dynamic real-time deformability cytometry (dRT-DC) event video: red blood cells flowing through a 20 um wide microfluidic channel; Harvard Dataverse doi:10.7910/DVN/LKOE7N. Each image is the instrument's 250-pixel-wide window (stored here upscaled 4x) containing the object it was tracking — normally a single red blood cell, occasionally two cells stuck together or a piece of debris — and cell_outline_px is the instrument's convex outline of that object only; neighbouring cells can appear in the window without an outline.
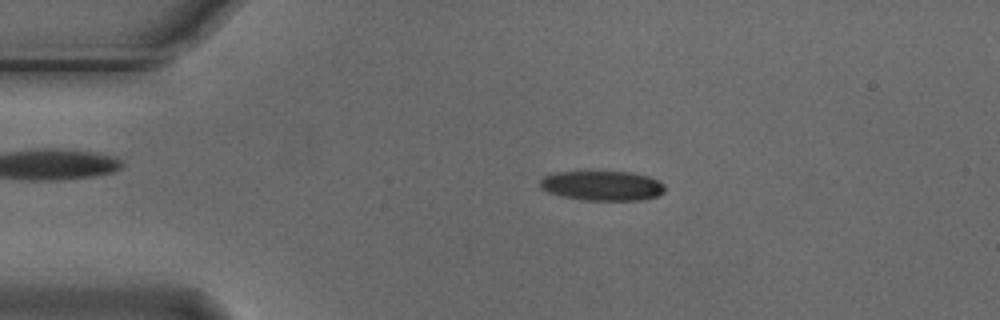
{"species": "Egyptian fruit bat (a non-hibernating species)", "species_latin": "Rousettus aegyptiacus", "temperature_condition": "cold", "stored_images_in_passage": 48, "camera_frame_rate_fps": 3000, "um_per_image_px": 0.085, "animal": {"sex": "male"}, "frame": {"image": 1, "passage_image": 4, "time_ms": 1.0, "image_size_px": [1000, 320], "cell_outline_px": [[664, 192], [656, 196], [640, 200], [584, 200], [564, 196], [548, 192], [540, 188], [540, 180], [544, 176], [556, 172], [628, 172], [648, 176], [660, 180], [664, 184]], "centroid_in_image_um": [51.2, 15.78], "position_along_channel_um": 33.8, "area_um2": 21.5}}
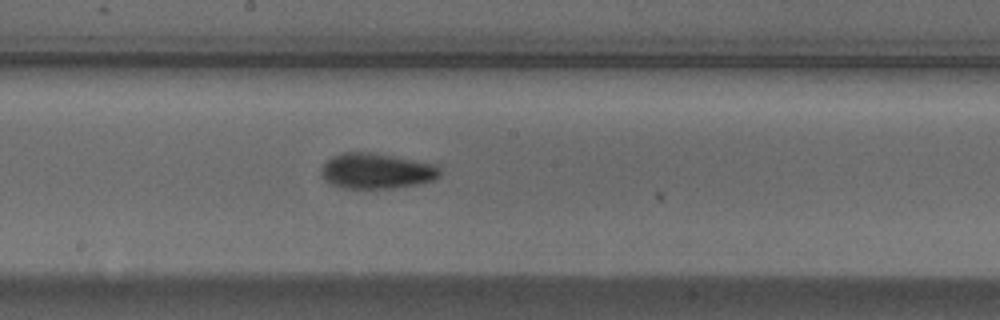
{"frame": {"image": 2, "passage_image": 22, "time_ms": 7.0, "image_size_px": [1000, 320], "cell_outline_px": [[440, 176], [432, 180], [416, 184], [392, 188], [340, 188], [324, 180], [320, 172], [320, 168], [332, 156], [340, 152], [372, 152], [436, 164], [440, 168]], "centroid_in_image_um": [31.97, 14.52], "position_along_channel_um": 216.2, "area_um2": 24.62}}
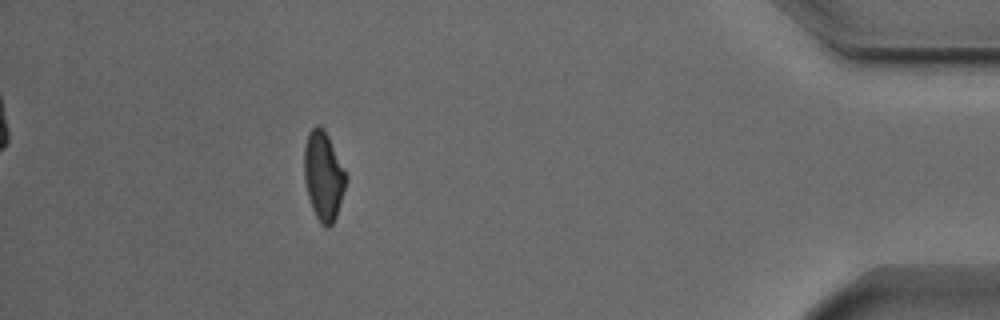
{"frame": {"image": 3, "passage_image": 42, "time_ms": 13.667, "image_size_px": [1000, 320], "cell_outline_px": [[348, 176], [336, 216], [332, 224], [328, 228], [324, 228], [320, 224], [312, 208], [308, 196], [304, 180], [304, 148], [308, 132], [316, 124], [320, 124], [324, 128]], "centroid_in_image_um": [27.48, 14.94], "position_along_channel_um": 407.7, "area_um2": 21.73}, "authors_computed_cell_mechanics": {"area_um2": 22.9177, "velocity_mm_per_s": 3.7194, "shape_relaxation_time_tau1_ms": 5.2157, "shape_relaxation_time_tau2_ms": 3.3005, "deformation_change_tau1": 0.1479, "deformation_change_tau2": 0.0851}}